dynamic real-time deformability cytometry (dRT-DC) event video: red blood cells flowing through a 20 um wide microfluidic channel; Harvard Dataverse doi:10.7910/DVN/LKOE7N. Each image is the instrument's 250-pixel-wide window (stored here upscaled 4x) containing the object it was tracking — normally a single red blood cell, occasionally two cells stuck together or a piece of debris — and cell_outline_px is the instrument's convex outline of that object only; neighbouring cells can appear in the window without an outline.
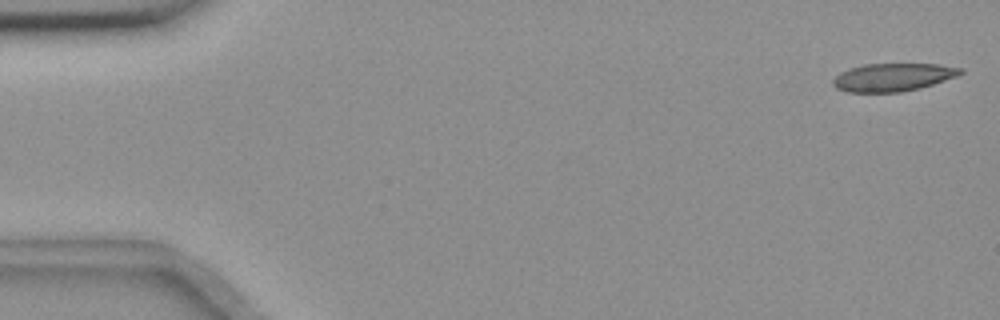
{"species": "common noctule bat (a hibernating species)", "species_latin": "Nyctalus noctula", "temperature_condition": "room temperature", "stored_images_in_passage": 5, "camera_frame_rate_fps": 3000, "um_per_image_px": 0.085, "animal": {"sex": "female", "body_mass_g": 18.4}, "frame": {"image": 1, "passage_image": 1, "time_ms": 0.0, "image_size_px": [1000, 320], "cell_outline_px": [[964, 72], [956, 76], [920, 88], [900, 92], [848, 92], [836, 88], [832, 84], [832, 80], [840, 72], [864, 64], [940, 64], [964, 68]], "centroid_in_image_um": [75.91, 6.56], "position_along_channel_um": 9.1, "area_um2": 20.69}}